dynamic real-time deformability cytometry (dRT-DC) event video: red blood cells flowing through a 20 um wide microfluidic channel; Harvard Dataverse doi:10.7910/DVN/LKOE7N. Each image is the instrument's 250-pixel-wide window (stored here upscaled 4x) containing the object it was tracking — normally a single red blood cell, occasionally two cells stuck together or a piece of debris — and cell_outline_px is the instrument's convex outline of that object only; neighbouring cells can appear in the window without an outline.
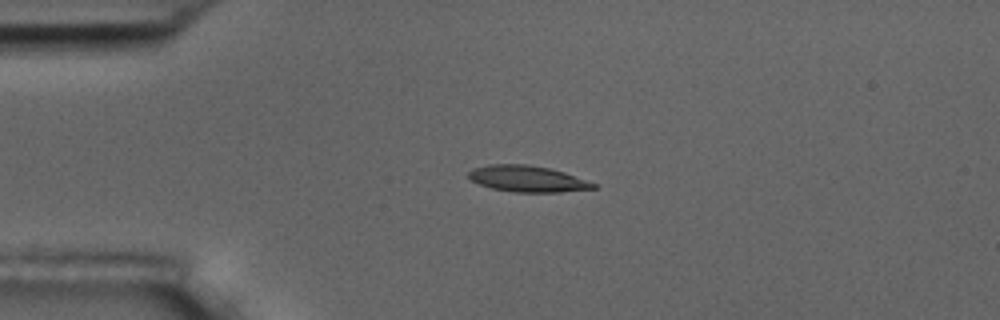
{"species": "common noctule bat (a hibernating species)", "species_latin": "Nyctalus noctula", "temperature_condition": "room temperature", "stored_images_in_passage": 5, "camera_frame_rate_fps": 3000, "um_per_image_px": 0.085, "animal": {"sex": "male", "body_mass_g": 17.5, "forearm_length_mm": 52.3}, "frame": {"image": 1, "passage_image": 4, "time_ms": 3.667, "image_size_px": [1000, 320], "cell_outline_px": [[596, 188], [560, 192], [512, 192], [492, 188], [480, 184], [472, 180], [468, 176], [468, 172], [472, 168], [488, 164], [528, 164], [548, 168], [564, 172], [596, 184]], "centroid_in_image_um": [44.8, 15.19], "position_along_channel_um": 40.2, "area_um2": 18.96}}